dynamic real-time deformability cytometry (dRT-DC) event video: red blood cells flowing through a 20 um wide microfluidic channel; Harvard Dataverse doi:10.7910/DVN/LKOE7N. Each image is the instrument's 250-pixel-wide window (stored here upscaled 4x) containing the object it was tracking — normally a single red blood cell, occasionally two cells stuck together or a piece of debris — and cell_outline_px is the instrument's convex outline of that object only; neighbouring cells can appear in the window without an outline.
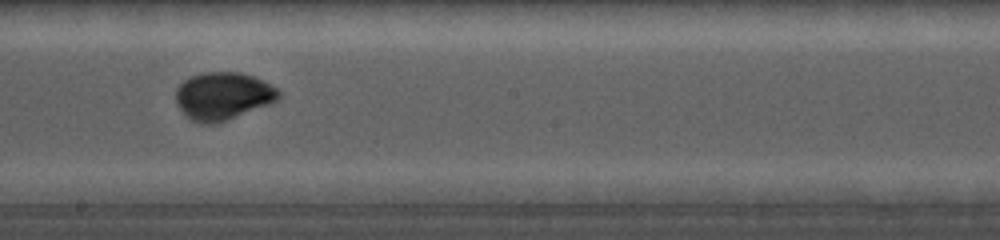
{"species": "common noctule bat (a hibernating species)", "species_latin": "Nyctalus noctula", "temperature_condition": "cold", "stored_images_in_passage": 21, "camera_frame_rate_fps": 5000, "um_per_image_px": 0.085, "animal": {"sex": "female", "body_mass_g": 19.0, "forearm_length_mm": 56.7}, "frame": {"image": 1, "passage_image": 15, "time_ms": 9.8, "image_size_px": [1000, 240], "cell_outline_px": [[280, 96], [272, 104], [216, 124], [200, 124], [192, 120], [180, 108], [176, 100], [176, 88], [184, 80], [192, 76], [204, 72], [240, 72], [252, 76], [276, 88], [280, 92]], "centroid_in_image_um": [18.96, 8.17], "position_along_channel_um": 229.2, "area_um2": 28.44}}
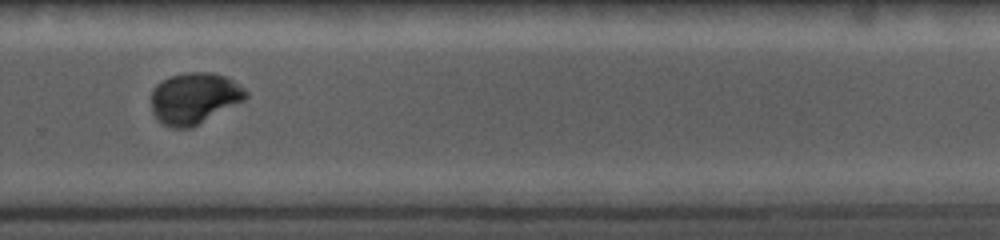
{"frame": {"image": 2, "passage_image": 18, "time_ms": 12.0, "image_size_px": [1000, 240], "cell_outline_px": [[248, 96], [244, 100], [192, 128], [172, 128], [160, 124], [156, 120], [152, 112], [152, 88], [160, 80], [172, 76], [188, 72], [208, 72], [224, 76], [232, 80], [244, 88], [248, 92]], "centroid_in_image_um": [16.48, 8.37], "position_along_channel_um": 313.3, "area_um2": 28.44}}
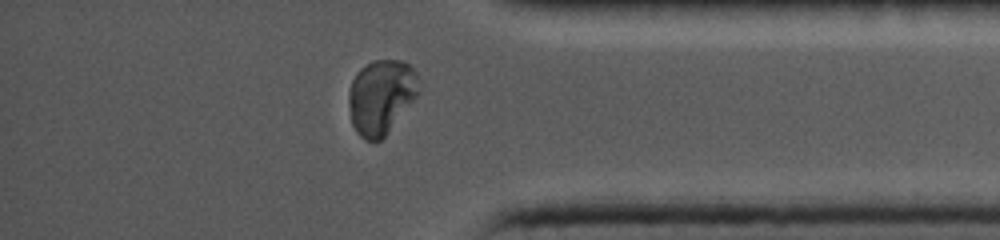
{"frame": {"image": 3, "passage_image": 21, "time_ms": 14.4, "image_size_px": [1000, 240], "cell_outline_px": [[420, 92], [384, 136], [376, 144], [364, 140], [356, 132], [352, 124], [348, 104], [348, 92], [352, 80], [356, 72], [360, 68], [372, 60], [400, 60], [408, 64], [416, 72], [420, 80]], "centroid_in_image_um": [32.38, 8.22], "position_along_channel_um": 402.8, "area_um2": 30.81}}